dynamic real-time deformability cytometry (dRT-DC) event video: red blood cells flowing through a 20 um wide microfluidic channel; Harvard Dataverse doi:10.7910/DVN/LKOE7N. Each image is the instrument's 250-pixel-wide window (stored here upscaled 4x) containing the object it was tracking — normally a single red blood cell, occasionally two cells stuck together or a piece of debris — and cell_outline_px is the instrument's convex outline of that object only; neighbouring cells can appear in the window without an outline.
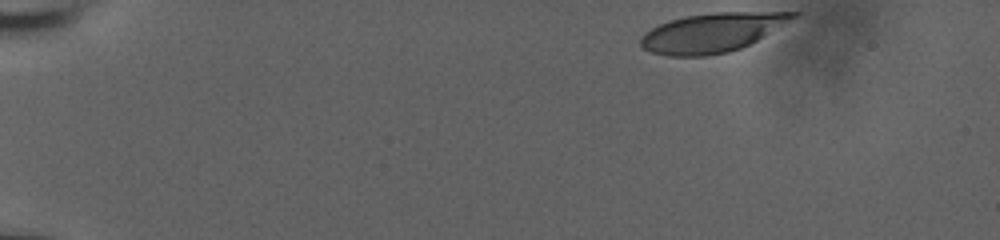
{"species": "human", "species_latin": "Homo sapiens", "temperature_condition": "room temperature", "stored_images_in_passage": 43, "camera_frame_rate_fps": 3000, "um_per_image_px": 0.085, "donor": {"sex": "male"}, "frame": {"image": 1, "passage_image": 1, "time_ms": 0.0, "image_size_px": [1000, 240], "cell_outline_px": [[800, 16], [756, 40], [740, 48], [728, 52], [704, 56], [668, 56], [652, 52], [644, 48], [640, 44], [640, 40], [644, 32], [668, 20], [684, 16], [716, 12], [800, 12]], "centroid_in_image_um": [60.53, 2.76], "position_along_channel_um": 24.5, "area_um2": 34.56}}
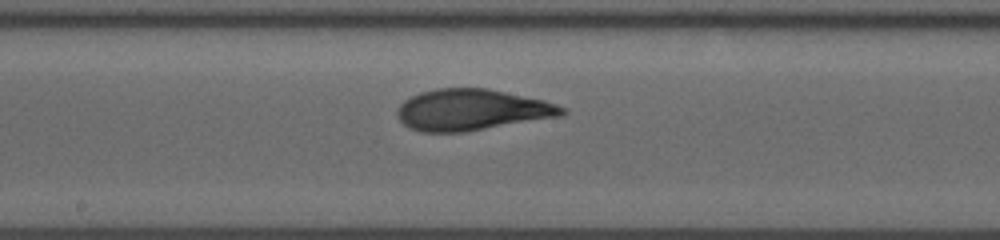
{"frame": {"image": 2, "passage_image": 26, "time_ms": 8.333, "image_size_px": [1000, 240], "cell_outline_px": [[568, 112], [560, 116], [464, 132], [420, 132], [408, 128], [400, 120], [396, 112], [396, 108], [404, 100], [420, 92], [436, 88], [488, 88], [544, 100], [568, 108]], "centroid_in_image_um": [40.09, 9.33], "position_along_channel_um": 208.1, "area_um2": 39.71}}
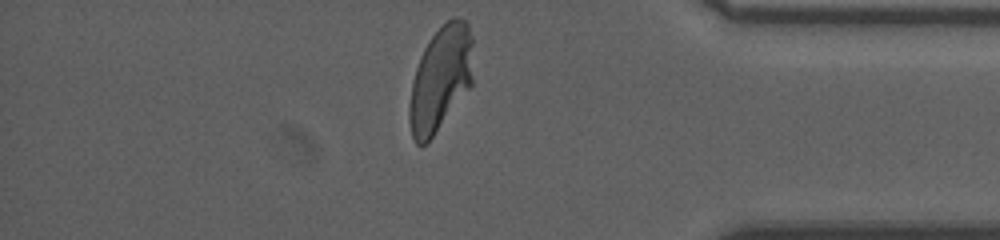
{"frame": {"image": 3, "passage_image": 43, "time_ms": 14.0, "image_size_px": [1000, 240], "cell_outline_px": [[472, 84], [428, 144], [420, 148], [416, 144], [412, 136], [408, 120], [408, 108], [412, 80], [420, 56], [428, 40], [452, 16], [456, 16], [464, 20], [468, 24], [472, 36]], "centroid_in_image_um": [37.42, 6.74], "position_along_channel_um": 397.8, "area_um2": 39.36}, "authors_computed_cell_mechanics": {"area_um2": 38.6682, "velocity_mm_per_s": 3.709, "shape_relaxation_time_tau1_ms": 5.4389, "shape_relaxation_time_tau2_ms": 0.9495, "deformation_change_tau1": 0.2203, "deformation_change_tau2": 0.0751}}